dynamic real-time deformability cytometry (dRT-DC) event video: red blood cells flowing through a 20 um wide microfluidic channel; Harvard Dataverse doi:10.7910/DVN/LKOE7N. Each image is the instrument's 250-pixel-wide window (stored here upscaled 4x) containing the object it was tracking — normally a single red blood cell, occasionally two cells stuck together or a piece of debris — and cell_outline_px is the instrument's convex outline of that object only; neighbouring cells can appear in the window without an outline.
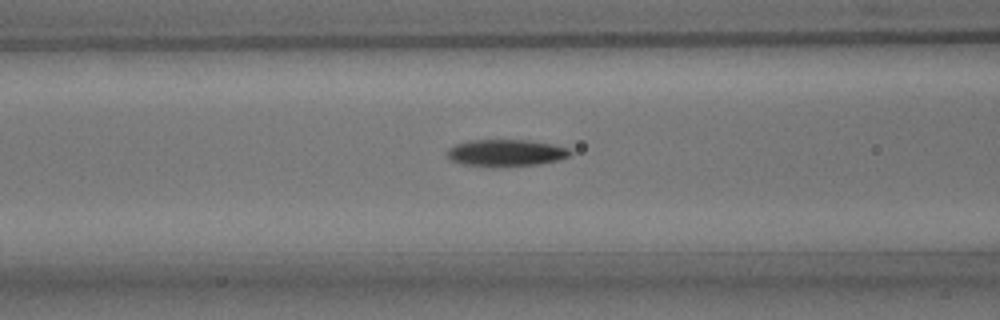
{"species": "common noctule bat (a hibernating species)", "species_latin": "Nyctalus noctula", "temperature_condition": "room temperature", "stored_images_in_passage": 34, "camera_frame_rate_fps": 3000, "um_per_image_px": 0.085, "animal": {"sex": "male", "body_mass_g": 15.6}, "frame": {"image": 1, "passage_image": 13, "time_ms": 4.0, "image_size_px": [1000, 320], "cell_outline_px": [[572, 156], [560, 160], [540, 164], [496, 168], [464, 164], [452, 160], [448, 156], [448, 148], [456, 144], [472, 140], [528, 140], [552, 144], [568, 148], [572, 152]], "centroid_in_image_um": [43.06, 13.01], "position_along_channel_um": 123.5, "area_um2": 19.54}}
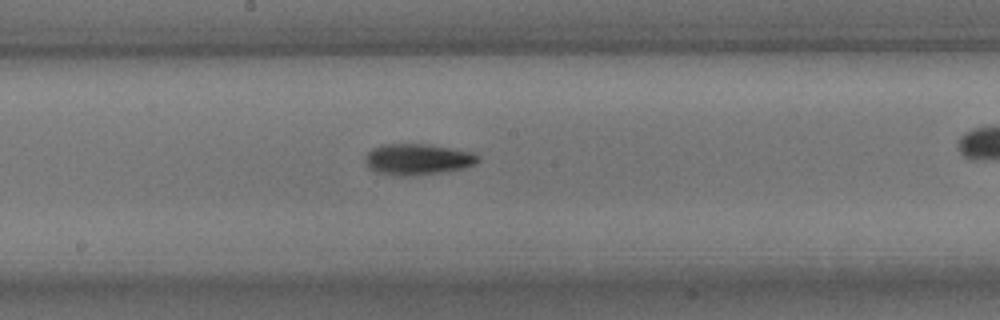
{"frame": {"image": 2, "passage_image": 20, "time_ms": 6.333, "image_size_px": [1000, 320], "cell_outline_px": [[480, 160], [476, 164], [464, 168], [440, 172], [412, 176], [400, 176], [376, 172], [368, 168], [364, 160], [364, 156], [372, 148], [380, 144], [432, 144], [472, 152], [480, 156]], "centroid_in_image_um": [35.49, 13.53], "position_along_channel_um": 212.7, "area_um2": 20.75}}
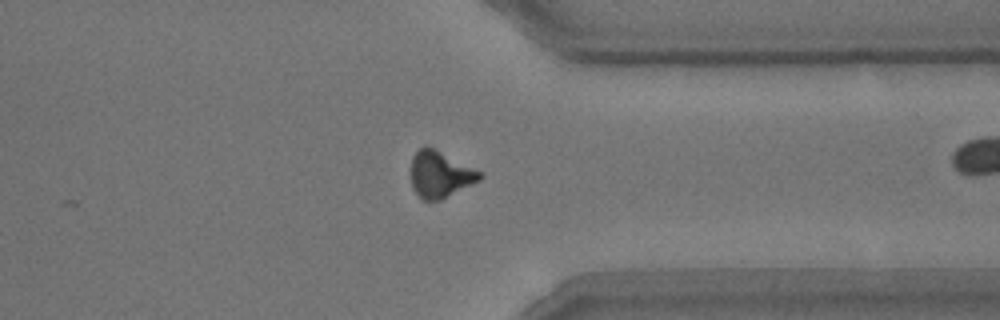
{"frame": {"image": 3, "passage_image": 33, "time_ms": 10.667, "image_size_px": [1000, 320], "cell_outline_px": [[484, 176], [480, 180], [440, 200], [424, 200], [412, 188], [412, 156], [420, 148], [432, 148], [484, 172]], "centroid_in_image_um": [37.45, 14.84], "position_along_channel_um": 374.0, "area_um2": 18.26}}